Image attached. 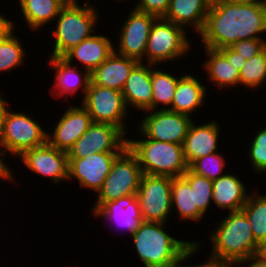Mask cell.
<instances>
[{
    "mask_svg": "<svg viewBox=\"0 0 266 267\" xmlns=\"http://www.w3.org/2000/svg\"><path fill=\"white\" fill-rule=\"evenodd\" d=\"M266 34L264 0L227 2L212 0L203 30L198 34L203 47L219 50L247 39H263ZM260 34H263L260 36Z\"/></svg>",
    "mask_w": 266,
    "mask_h": 267,
    "instance_id": "1",
    "label": "cell"
},
{
    "mask_svg": "<svg viewBox=\"0 0 266 267\" xmlns=\"http://www.w3.org/2000/svg\"><path fill=\"white\" fill-rule=\"evenodd\" d=\"M227 214L215 227L216 230L209 233L212 243L210 256L234 265L254 256L258 242L243 210Z\"/></svg>",
    "mask_w": 266,
    "mask_h": 267,
    "instance_id": "2",
    "label": "cell"
},
{
    "mask_svg": "<svg viewBox=\"0 0 266 267\" xmlns=\"http://www.w3.org/2000/svg\"><path fill=\"white\" fill-rule=\"evenodd\" d=\"M144 267H174L195 242L178 240L165 231V223L143 221L131 235Z\"/></svg>",
    "mask_w": 266,
    "mask_h": 267,
    "instance_id": "3",
    "label": "cell"
},
{
    "mask_svg": "<svg viewBox=\"0 0 266 267\" xmlns=\"http://www.w3.org/2000/svg\"><path fill=\"white\" fill-rule=\"evenodd\" d=\"M98 14L97 9L90 5L88 0H84L83 5H80L78 0L64 5L55 19L56 27L52 31L55 40L50 57H63L81 41L91 37L101 18Z\"/></svg>",
    "mask_w": 266,
    "mask_h": 267,
    "instance_id": "4",
    "label": "cell"
},
{
    "mask_svg": "<svg viewBox=\"0 0 266 267\" xmlns=\"http://www.w3.org/2000/svg\"><path fill=\"white\" fill-rule=\"evenodd\" d=\"M127 139V147L137 157L143 174L169 177L182 176L189 165L181 144L147 139Z\"/></svg>",
    "mask_w": 266,
    "mask_h": 267,
    "instance_id": "5",
    "label": "cell"
},
{
    "mask_svg": "<svg viewBox=\"0 0 266 267\" xmlns=\"http://www.w3.org/2000/svg\"><path fill=\"white\" fill-rule=\"evenodd\" d=\"M188 32L163 17L157 18L151 28L145 51L147 64L160 65L189 54L191 43Z\"/></svg>",
    "mask_w": 266,
    "mask_h": 267,
    "instance_id": "6",
    "label": "cell"
},
{
    "mask_svg": "<svg viewBox=\"0 0 266 267\" xmlns=\"http://www.w3.org/2000/svg\"><path fill=\"white\" fill-rule=\"evenodd\" d=\"M142 175L137 157L126 147L115 158L110 173L97 192L92 214L106 202L137 194Z\"/></svg>",
    "mask_w": 266,
    "mask_h": 267,
    "instance_id": "7",
    "label": "cell"
},
{
    "mask_svg": "<svg viewBox=\"0 0 266 267\" xmlns=\"http://www.w3.org/2000/svg\"><path fill=\"white\" fill-rule=\"evenodd\" d=\"M81 104L88 111L93 122L112 124L128 134L125 119L128 118L129 109L121 91L90 82Z\"/></svg>",
    "mask_w": 266,
    "mask_h": 267,
    "instance_id": "8",
    "label": "cell"
},
{
    "mask_svg": "<svg viewBox=\"0 0 266 267\" xmlns=\"http://www.w3.org/2000/svg\"><path fill=\"white\" fill-rule=\"evenodd\" d=\"M48 131L31 118L20 112H7L4 127L2 152L19 157L24 151L47 143ZM7 152V153H6Z\"/></svg>",
    "mask_w": 266,
    "mask_h": 267,
    "instance_id": "9",
    "label": "cell"
},
{
    "mask_svg": "<svg viewBox=\"0 0 266 267\" xmlns=\"http://www.w3.org/2000/svg\"><path fill=\"white\" fill-rule=\"evenodd\" d=\"M172 177L143 174L137 198L144 221L166 223L172 212Z\"/></svg>",
    "mask_w": 266,
    "mask_h": 267,
    "instance_id": "10",
    "label": "cell"
},
{
    "mask_svg": "<svg viewBox=\"0 0 266 267\" xmlns=\"http://www.w3.org/2000/svg\"><path fill=\"white\" fill-rule=\"evenodd\" d=\"M143 113L147 114L140 120L137 132H141L147 139L183 145L193 117L169 109Z\"/></svg>",
    "mask_w": 266,
    "mask_h": 267,
    "instance_id": "11",
    "label": "cell"
},
{
    "mask_svg": "<svg viewBox=\"0 0 266 267\" xmlns=\"http://www.w3.org/2000/svg\"><path fill=\"white\" fill-rule=\"evenodd\" d=\"M127 139L119 127L93 122L68 151V158H84L97 152H122L127 147Z\"/></svg>",
    "mask_w": 266,
    "mask_h": 267,
    "instance_id": "12",
    "label": "cell"
},
{
    "mask_svg": "<svg viewBox=\"0 0 266 267\" xmlns=\"http://www.w3.org/2000/svg\"><path fill=\"white\" fill-rule=\"evenodd\" d=\"M131 12V13H130ZM155 15L132 9L119 31V43L114 52L121 56L145 62V51Z\"/></svg>",
    "mask_w": 266,
    "mask_h": 267,
    "instance_id": "13",
    "label": "cell"
},
{
    "mask_svg": "<svg viewBox=\"0 0 266 267\" xmlns=\"http://www.w3.org/2000/svg\"><path fill=\"white\" fill-rule=\"evenodd\" d=\"M120 153L97 152L84 158H68V180L76 179L81 187L97 194Z\"/></svg>",
    "mask_w": 266,
    "mask_h": 267,
    "instance_id": "14",
    "label": "cell"
},
{
    "mask_svg": "<svg viewBox=\"0 0 266 267\" xmlns=\"http://www.w3.org/2000/svg\"><path fill=\"white\" fill-rule=\"evenodd\" d=\"M18 158L28 170L50 178L55 184L68 181V154L48 142L24 151Z\"/></svg>",
    "mask_w": 266,
    "mask_h": 267,
    "instance_id": "15",
    "label": "cell"
},
{
    "mask_svg": "<svg viewBox=\"0 0 266 267\" xmlns=\"http://www.w3.org/2000/svg\"><path fill=\"white\" fill-rule=\"evenodd\" d=\"M92 123V117L82 105L69 106L54 126L53 133H47V142L58 150L68 153Z\"/></svg>",
    "mask_w": 266,
    "mask_h": 267,
    "instance_id": "16",
    "label": "cell"
},
{
    "mask_svg": "<svg viewBox=\"0 0 266 267\" xmlns=\"http://www.w3.org/2000/svg\"><path fill=\"white\" fill-rule=\"evenodd\" d=\"M220 131L219 123L215 119L200 125L194 121L191 123L182 145L189 166L201 157L219 152L217 144Z\"/></svg>",
    "mask_w": 266,
    "mask_h": 267,
    "instance_id": "17",
    "label": "cell"
},
{
    "mask_svg": "<svg viewBox=\"0 0 266 267\" xmlns=\"http://www.w3.org/2000/svg\"><path fill=\"white\" fill-rule=\"evenodd\" d=\"M154 65L139 62L132 70L122 89L124 102L137 111L152 110L151 71Z\"/></svg>",
    "mask_w": 266,
    "mask_h": 267,
    "instance_id": "18",
    "label": "cell"
},
{
    "mask_svg": "<svg viewBox=\"0 0 266 267\" xmlns=\"http://www.w3.org/2000/svg\"><path fill=\"white\" fill-rule=\"evenodd\" d=\"M94 217L102 218L116 223L117 227L126 228L132 235L144 221L137 194L127 195L116 200L106 202L94 214ZM111 220V221H110Z\"/></svg>",
    "mask_w": 266,
    "mask_h": 267,
    "instance_id": "19",
    "label": "cell"
},
{
    "mask_svg": "<svg viewBox=\"0 0 266 267\" xmlns=\"http://www.w3.org/2000/svg\"><path fill=\"white\" fill-rule=\"evenodd\" d=\"M47 61L49 66L53 68V72H55V82H53L54 87L52 88L54 89L53 91H56L53 94L51 93L52 97L73 96L74 93L80 92L78 91L80 89L82 91L81 94L83 93L81 97L84 98L91 82L90 72L84 69L81 74L77 66L69 64L62 57H49Z\"/></svg>",
    "mask_w": 266,
    "mask_h": 267,
    "instance_id": "20",
    "label": "cell"
},
{
    "mask_svg": "<svg viewBox=\"0 0 266 267\" xmlns=\"http://www.w3.org/2000/svg\"><path fill=\"white\" fill-rule=\"evenodd\" d=\"M110 39L111 37L94 33L91 37L70 49L62 58L71 65L75 61L80 62L84 65V69L91 73L114 51V43Z\"/></svg>",
    "mask_w": 266,
    "mask_h": 267,
    "instance_id": "21",
    "label": "cell"
},
{
    "mask_svg": "<svg viewBox=\"0 0 266 267\" xmlns=\"http://www.w3.org/2000/svg\"><path fill=\"white\" fill-rule=\"evenodd\" d=\"M139 61L116 52L90 73L91 83L122 91L125 82Z\"/></svg>",
    "mask_w": 266,
    "mask_h": 267,
    "instance_id": "22",
    "label": "cell"
},
{
    "mask_svg": "<svg viewBox=\"0 0 266 267\" xmlns=\"http://www.w3.org/2000/svg\"><path fill=\"white\" fill-rule=\"evenodd\" d=\"M211 2L212 0H170L169 9L163 18L199 34L204 28Z\"/></svg>",
    "mask_w": 266,
    "mask_h": 267,
    "instance_id": "23",
    "label": "cell"
},
{
    "mask_svg": "<svg viewBox=\"0 0 266 267\" xmlns=\"http://www.w3.org/2000/svg\"><path fill=\"white\" fill-rule=\"evenodd\" d=\"M212 200L220 210L227 212L242 210L249 196L246 185L236 175L224 174L212 181Z\"/></svg>",
    "mask_w": 266,
    "mask_h": 267,
    "instance_id": "24",
    "label": "cell"
},
{
    "mask_svg": "<svg viewBox=\"0 0 266 267\" xmlns=\"http://www.w3.org/2000/svg\"><path fill=\"white\" fill-rule=\"evenodd\" d=\"M208 86L201 84L195 75L183 73L179 76L174 98L169 110L193 116L197 109L203 106ZM192 115V116H191Z\"/></svg>",
    "mask_w": 266,
    "mask_h": 267,
    "instance_id": "25",
    "label": "cell"
},
{
    "mask_svg": "<svg viewBox=\"0 0 266 267\" xmlns=\"http://www.w3.org/2000/svg\"><path fill=\"white\" fill-rule=\"evenodd\" d=\"M203 49L208 57L203 62L202 67L204 66L210 82L214 86L217 85L218 90L229 86L237 87L239 85V70L231 66L219 50L207 47H203Z\"/></svg>",
    "mask_w": 266,
    "mask_h": 267,
    "instance_id": "26",
    "label": "cell"
},
{
    "mask_svg": "<svg viewBox=\"0 0 266 267\" xmlns=\"http://www.w3.org/2000/svg\"><path fill=\"white\" fill-rule=\"evenodd\" d=\"M17 2H19L23 20L33 32L52 23L63 7L58 0H19Z\"/></svg>",
    "mask_w": 266,
    "mask_h": 267,
    "instance_id": "27",
    "label": "cell"
},
{
    "mask_svg": "<svg viewBox=\"0 0 266 267\" xmlns=\"http://www.w3.org/2000/svg\"><path fill=\"white\" fill-rule=\"evenodd\" d=\"M171 200L172 210L174 211L175 207L177 217L181 220L187 219L198 223L205 217L198 207L194 206L193 187L183 176L172 178Z\"/></svg>",
    "mask_w": 266,
    "mask_h": 267,
    "instance_id": "28",
    "label": "cell"
},
{
    "mask_svg": "<svg viewBox=\"0 0 266 267\" xmlns=\"http://www.w3.org/2000/svg\"><path fill=\"white\" fill-rule=\"evenodd\" d=\"M156 68L154 65L151 71L152 110H158V108L163 110L170 109L179 78L174 74L172 75V73L170 74V72ZM159 105L163 106V108Z\"/></svg>",
    "mask_w": 266,
    "mask_h": 267,
    "instance_id": "29",
    "label": "cell"
},
{
    "mask_svg": "<svg viewBox=\"0 0 266 267\" xmlns=\"http://www.w3.org/2000/svg\"><path fill=\"white\" fill-rule=\"evenodd\" d=\"M242 210L250 221L255 240H266V194L249 193Z\"/></svg>",
    "mask_w": 266,
    "mask_h": 267,
    "instance_id": "30",
    "label": "cell"
},
{
    "mask_svg": "<svg viewBox=\"0 0 266 267\" xmlns=\"http://www.w3.org/2000/svg\"><path fill=\"white\" fill-rule=\"evenodd\" d=\"M266 82V48L246 61L239 71V85L249 89H260Z\"/></svg>",
    "mask_w": 266,
    "mask_h": 267,
    "instance_id": "31",
    "label": "cell"
},
{
    "mask_svg": "<svg viewBox=\"0 0 266 267\" xmlns=\"http://www.w3.org/2000/svg\"><path fill=\"white\" fill-rule=\"evenodd\" d=\"M20 39L14 31L5 40L0 41V73H8L25 63L26 52Z\"/></svg>",
    "mask_w": 266,
    "mask_h": 267,
    "instance_id": "32",
    "label": "cell"
},
{
    "mask_svg": "<svg viewBox=\"0 0 266 267\" xmlns=\"http://www.w3.org/2000/svg\"><path fill=\"white\" fill-rule=\"evenodd\" d=\"M193 187L194 206H197L199 211L205 216L207 210L210 208L209 205L213 202L212 200V180L207 177L193 173L188 169L182 175Z\"/></svg>",
    "mask_w": 266,
    "mask_h": 267,
    "instance_id": "33",
    "label": "cell"
},
{
    "mask_svg": "<svg viewBox=\"0 0 266 267\" xmlns=\"http://www.w3.org/2000/svg\"><path fill=\"white\" fill-rule=\"evenodd\" d=\"M225 163V157L216 152L195 160L189 166V169L193 173L207 177L209 180L213 181L224 175L223 173H225V171L223 172V170L225 169Z\"/></svg>",
    "mask_w": 266,
    "mask_h": 267,
    "instance_id": "34",
    "label": "cell"
},
{
    "mask_svg": "<svg viewBox=\"0 0 266 267\" xmlns=\"http://www.w3.org/2000/svg\"><path fill=\"white\" fill-rule=\"evenodd\" d=\"M252 139L248 148V158L252 169L262 174L266 172V127L259 129Z\"/></svg>",
    "mask_w": 266,
    "mask_h": 267,
    "instance_id": "35",
    "label": "cell"
},
{
    "mask_svg": "<svg viewBox=\"0 0 266 267\" xmlns=\"http://www.w3.org/2000/svg\"><path fill=\"white\" fill-rule=\"evenodd\" d=\"M230 48L248 60L266 48V39L240 40L233 43Z\"/></svg>",
    "mask_w": 266,
    "mask_h": 267,
    "instance_id": "36",
    "label": "cell"
},
{
    "mask_svg": "<svg viewBox=\"0 0 266 267\" xmlns=\"http://www.w3.org/2000/svg\"><path fill=\"white\" fill-rule=\"evenodd\" d=\"M202 243L201 242H194L180 257V259L178 260L177 264L174 267H234L233 264L225 262V261H221L220 259L214 258L212 256H209V258L207 259V261L205 263H201L200 265H188L185 266L183 265L184 262H186L188 259H190L192 256H194L199 250L201 249L200 245ZM183 262V264H182Z\"/></svg>",
    "mask_w": 266,
    "mask_h": 267,
    "instance_id": "37",
    "label": "cell"
},
{
    "mask_svg": "<svg viewBox=\"0 0 266 267\" xmlns=\"http://www.w3.org/2000/svg\"><path fill=\"white\" fill-rule=\"evenodd\" d=\"M134 9L155 15L156 17H164L170 5V0H139L135 3Z\"/></svg>",
    "mask_w": 266,
    "mask_h": 267,
    "instance_id": "38",
    "label": "cell"
},
{
    "mask_svg": "<svg viewBox=\"0 0 266 267\" xmlns=\"http://www.w3.org/2000/svg\"><path fill=\"white\" fill-rule=\"evenodd\" d=\"M219 51L227 58L231 66L239 71L247 61V59L242 58L240 54L233 51L230 47L221 48Z\"/></svg>",
    "mask_w": 266,
    "mask_h": 267,
    "instance_id": "39",
    "label": "cell"
},
{
    "mask_svg": "<svg viewBox=\"0 0 266 267\" xmlns=\"http://www.w3.org/2000/svg\"><path fill=\"white\" fill-rule=\"evenodd\" d=\"M15 22L4 17L0 12V41L5 40L14 32Z\"/></svg>",
    "mask_w": 266,
    "mask_h": 267,
    "instance_id": "40",
    "label": "cell"
},
{
    "mask_svg": "<svg viewBox=\"0 0 266 267\" xmlns=\"http://www.w3.org/2000/svg\"><path fill=\"white\" fill-rule=\"evenodd\" d=\"M4 97L0 94V147L2 149V143L4 138V127H5V119L7 116L8 102L3 99Z\"/></svg>",
    "mask_w": 266,
    "mask_h": 267,
    "instance_id": "41",
    "label": "cell"
},
{
    "mask_svg": "<svg viewBox=\"0 0 266 267\" xmlns=\"http://www.w3.org/2000/svg\"><path fill=\"white\" fill-rule=\"evenodd\" d=\"M5 156L2 152V149L0 147V179L2 178L3 180L8 181H14V179L16 180V178H14L15 176H13V172L10 169L9 164L7 165V163H5Z\"/></svg>",
    "mask_w": 266,
    "mask_h": 267,
    "instance_id": "42",
    "label": "cell"
},
{
    "mask_svg": "<svg viewBox=\"0 0 266 267\" xmlns=\"http://www.w3.org/2000/svg\"><path fill=\"white\" fill-rule=\"evenodd\" d=\"M247 263H249V264H247ZM242 264L245 265V267H266V262L258 260L255 256H252L249 260L238 262V263L234 264L233 266L239 267ZM246 264H247V266H246Z\"/></svg>",
    "mask_w": 266,
    "mask_h": 267,
    "instance_id": "43",
    "label": "cell"
},
{
    "mask_svg": "<svg viewBox=\"0 0 266 267\" xmlns=\"http://www.w3.org/2000/svg\"><path fill=\"white\" fill-rule=\"evenodd\" d=\"M254 256L258 260L266 262V240L258 242Z\"/></svg>",
    "mask_w": 266,
    "mask_h": 267,
    "instance_id": "44",
    "label": "cell"
},
{
    "mask_svg": "<svg viewBox=\"0 0 266 267\" xmlns=\"http://www.w3.org/2000/svg\"><path fill=\"white\" fill-rule=\"evenodd\" d=\"M63 6L72 4L75 0H58Z\"/></svg>",
    "mask_w": 266,
    "mask_h": 267,
    "instance_id": "45",
    "label": "cell"
},
{
    "mask_svg": "<svg viewBox=\"0 0 266 267\" xmlns=\"http://www.w3.org/2000/svg\"><path fill=\"white\" fill-rule=\"evenodd\" d=\"M221 1H227V2H252L257 0H221Z\"/></svg>",
    "mask_w": 266,
    "mask_h": 267,
    "instance_id": "46",
    "label": "cell"
}]
</instances>
